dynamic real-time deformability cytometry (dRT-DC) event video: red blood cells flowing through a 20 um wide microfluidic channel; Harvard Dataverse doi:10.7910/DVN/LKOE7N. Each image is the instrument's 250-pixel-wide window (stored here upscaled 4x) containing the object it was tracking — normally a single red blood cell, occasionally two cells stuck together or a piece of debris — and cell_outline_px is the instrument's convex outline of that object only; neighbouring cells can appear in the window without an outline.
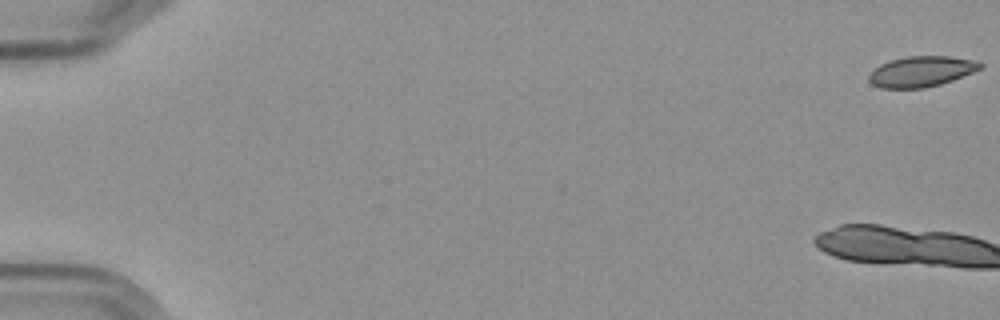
{"species": "Egyptian fruit bat (a non-hibernating species)", "species_latin": "Rousettus aegyptiacus", "temperature_condition": "cold", "stored_images_in_passage": 6, "camera_frame_rate_fps": 3000, "um_per_image_px": 0.085, "frame": {"image": 1, "passage_image": 1, "time_ms": 0.0, "image_size_px": [1000, 320], "cell_outline_px": [[984, 68], [952, 80], [940, 84], [924, 88], [880, 88], [872, 84], [868, 80], [868, 76], [880, 64], [892, 60], [908, 56], [948, 56], [976, 60], [984, 64]], "centroid_in_image_um": [78.35, 6.07], "position_along_channel_um": 6.6, "area_um2": 19.83}}